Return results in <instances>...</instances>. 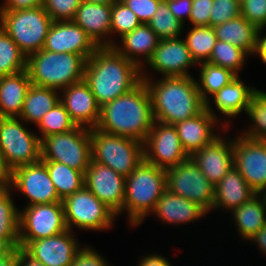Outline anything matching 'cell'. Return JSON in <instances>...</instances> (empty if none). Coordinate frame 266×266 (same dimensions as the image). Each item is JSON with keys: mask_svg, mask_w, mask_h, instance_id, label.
Here are the masks:
<instances>
[{"mask_svg": "<svg viewBox=\"0 0 266 266\" xmlns=\"http://www.w3.org/2000/svg\"><path fill=\"white\" fill-rule=\"evenodd\" d=\"M84 81L102 107L139 85L141 68L113 47H99L86 60Z\"/></svg>", "mask_w": 266, "mask_h": 266, "instance_id": "cell-1", "label": "cell"}, {"mask_svg": "<svg viewBox=\"0 0 266 266\" xmlns=\"http://www.w3.org/2000/svg\"><path fill=\"white\" fill-rule=\"evenodd\" d=\"M154 122L152 100L144 81L101 107L97 129L144 143Z\"/></svg>", "mask_w": 266, "mask_h": 266, "instance_id": "cell-2", "label": "cell"}, {"mask_svg": "<svg viewBox=\"0 0 266 266\" xmlns=\"http://www.w3.org/2000/svg\"><path fill=\"white\" fill-rule=\"evenodd\" d=\"M141 76L150 93L154 120L174 125L198 115L205 108L197 81L192 76L163 77L154 82L143 69Z\"/></svg>", "mask_w": 266, "mask_h": 266, "instance_id": "cell-3", "label": "cell"}, {"mask_svg": "<svg viewBox=\"0 0 266 266\" xmlns=\"http://www.w3.org/2000/svg\"><path fill=\"white\" fill-rule=\"evenodd\" d=\"M167 190L165 169L144 159L125 177V198L122 212H127L129 223L135 227L152 213L159 198Z\"/></svg>", "mask_w": 266, "mask_h": 266, "instance_id": "cell-4", "label": "cell"}, {"mask_svg": "<svg viewBox=\"0 0 266 266\" xmlns=\"http://www.w3.org/2000/svg\"><path fill=\"white\" fill-rule=\"evenodd\" d=\"M86 59L72 53L41 49L27 57L31 84L59 91L84 79Z\"/></svg>", "mask_w": 266, "mask_h": 266, "instance_id": "cell-5", "label": "cell"}, {"mask_svg": "<svg viewBox=\"0 0 266 266\" xmlns=\"http://www.w3.org/2000/svg\"><path fill=\"white\" fill-rule=\"evenodd\" d=\"M52 18L43 6L21 10H0V27L28 57L43 49Z\"/></svg>", "mask_w": 266, "mask_h": 266, "instance_id": "cell-6", "label": "cell"}, {"mask_svg": "<svg viewBox=\"0 0 266 266\" xmlns=\"http://www.w3.org/2000/svg\"><path fill=\"white\" fill-rule=\"evenodd\" d=\"M92 161L127 177L144 159L143 143L125 136L90 129Z\"/></svg>", "mask_w": 266, "mask_h": 266, "instance_id": "cell-7", "label": "cell"}, {"mask_svg": "<svg viewBox=\"0 0 266 266\" xmlns=\"http://www.w3.org/2000/svg\"><path fill=\"white\" fill-rule=\"evenodd\" d=\"M0 152L10 173L41 160V139L19 117H0Z\"/></svg>", "mask_w": 266, "mask_h": 266, "instance_id": "cell-8", "label": "cell"}, {"mask_svg": "<svg viewBox=\"0 0 266 266\" xmlns=\"http://www.w3.org/2000/svg\"><path fill=\"white\" fill-rule=\"evenodd\" d=\"M41 160L62 163L85 174L92 160L90 129L77 126L43 138Z\"/></svg>", "mask_w": 266, "mask_h": 266, "instance_id": "cell-9", "label": "cell"}, {"mask_svg": "<svg viewBox=\"0 0 266 266\" xmlns=\"http://www.w3.org/2000/svg\"><path fill=\"white\" fill-rule=\"evenodd\" d=\"M68 230L74 226L83 230H107L113 226L116 214L85 186L63 201Z\"/></svg>", "mask_w": 266, "mask_h": 266, "instance_id": "cell-10", "label": "cell"}, {"mask_svg": "<svg viewBox=\"0 0 266 266\" xmlns=\"http://www.w3.org/2000/svg\"><path fill=\"white\" fill-rule=\"evenodd\" d=\"M166 187L170 193L198 203L207 212L214 204V185L200 171L195 162L188 158L177 166L165 170Z\"/></svg>", "mask_w": 266, "mask_h": 266, "instance_id": "cell-11", "label": "cell"}, {"mask_svg": "<svg viewBox=\"0 0 266 266\" xmlns=\"http://www.w3.org/2000/svg\"><path fill=\"white\" fill-rule=\"evenodd\" d=\"M68 230L63 202L26 206L19 216V248Z\"/></svg>", "mask_w": 266, "mask_h": 266, "instance_id": "cell-12", "label": "cell"}, {"mask_svg": "<svg viewBox=\"0 0 266 266\" xmlns=\"http://www.w3.org/2000/svg\"><path fill=\"white\" fill-rule=\"evenodd\" d=\"M143 152L145 161L165 170L190 158L175 126L156 120L143 143Z\"/></svg>", "mask_w": 266, "mask_h": 266, "instance_id": "cell-13", "label": "cell"}, {"mask_svg": "<svg viewBox=\"0 0 266 266\" xmlns=\"http://www.w3.org/2000/svg\"><path fill=\"white\" fill-rule=\"evenodd\" d=\"M233 165L258 194H266V141L241 134L233 139Z\"/></svg>", "mask_w": 266, "mask_h": 266, "instance_id": "cell-14", "label": "cell"}, {"mask_svg": "<svg viewBox=\"0 0 266 266\" xmlns=\"http://www.w3.org/2000/svg\"><path fill=\"white\" fill-rule=\"evenodd\" d=\"M7 184L29 199L27 206L62 202L42 160L10 172Z\"/></svg>", "mask_w": 266, "mask_h": 266, "instance_id": "cell-15", "label": "cell"}, {"mask_svg": "<svg viewBox=\"0 0 266 266\" xmlns=\"http://www.w3.org/2000/svg\"><path fill=\"white\" fill-rule=\"evenodd\" d=\"M84 186L116 215L123 209L125 177L110 167L91 160L84 174Z\"/></svg>", "mask_w": 266, "mask_h": 266, "instance_id": "cell-16", "label": "cell"}, {"mask_svg": "<svg viewBox=\"0 0 266 266\" xmlns=\"http://www.w3.org/2000/svg\"><path fill=\"white\" fill-rule=\"evenodd\" d=\"M99 47L73 20L53 21L43 46L56 53H72L89 59Z\"/></svg>", "mask_w": 266, "mask_h": 266, "instance_id": "cell-17", "label": "cell"}, {"mask_svg": "<svg viewBox=\"0 0 266 266\" xmlns=\"http://www.w3.org/2000/svg\"><path fill=\"white\" fill-rule=\"evenodd\" d=\"M73 233L66 230L54 236L32 240L23 250L45 266H70L82 248Z\"/></svg>", "mask_w": 266, "mask_h": 266, "instance_id": "cell-18", "label": "cell"}, {"mask_svg": "<svg viewBox=\"0 0 266 266\" xmlns=\"http://www.w3.org/2000/svg\"><path fill=\"white\" fill-rule=\"evenodd\" d=\"M162 77L191 76L188 70L197 64L192 58L185 40L180 37L162 39L146 63Z\"/></svg>", "mask_w": 266, "mask_h": 266, "instance_id": "cell-19", "label": "cell"}, {"mask_svg": "<svg viewBox=\"0 0 266 266\" xmlns=\"http://www.w3.org/2000/svg\"><path fill=\"white\" fill-rule=\"evenodd\" d=\"M62 90L60 102L75 124L89 129L96 128L100 120L101 106L84 79Z\"/></svg>", "mask_w": 266, "mask_h": 266, "instance_id": "cell-20", "label": "cell"}, {"mask_svg": "<svg viewBox=\"0 0 266 266\" xmlns=\"http://www.w3.org/2000/svg\"><path fill=\"white\" fill-rule=\"evenodd\" d=\"M233 140L220 135L190 156L206 178L216 186L233 164Z\"/></svg>", "mask_w": 266, "mask_h": 266, "instance_id": "cell-21", "label": "cell"}, {"mask_svg": "<svg viewBox=\"0 0 266 266\" xmlns=\"http://www.w3.org/2000/svg\"><path fill=\"white\" fill-rule=\"evenodd\" d=\"M111 11L112 5L81 1L73 21L87 33L98 47H112L115 42L110 37Z\"/></svg>", "mask_w": 266, "mask_h": 266, "instance_id": "cell-22", "label": "cell"}, {"mask_svg": "<svg viewBox=\"0 0 266 266\" xmlns=\"http://www.w3.org/2000/svg\"><path fill=\"white\" fill-rule=\"evenodd\" d=\"M218 120L204 108L198 115L174 124L181 144L186 153L191 156L205 145L211 143L217 136L214 133Z\"/></svg>", "mask_w": 266, "mask_h": 266, "instance_id": "cell-23", "label": "cell"}, {"mask_svg": "<svg viewBox=\"0 0 266 266\" xmlns=\"http://www.w3.org/2000/svg\"><path fill=\"white\" fill-rule=\"evenodd\" d=\"M214 188L212 210L225 208L232 211L258 194L247 184L235 166H232Z\"/></svg>", "mask_w": 266, "mask_h": 266, "instance_id": "cell-24", "label": "cell"}, {"mask_svg": "<svg viewBox=\"0 0 266 266\" xmlns=\"http://www.w3.org/2000/svg\"><path fill=\"white\" fill-rule=\"evenodd\" d=\"M167 224H186L201 219L208 212L198 203L166 190L152 212Z\"/></svg>", "mask_w": 266, "mask_h": 266, "instance_id": "cell-25", "label": "cell"}, {"mask_svg": "<svg viewBox=\"0 0 266 266\" xmlns=\"http://www.w3.org/2000/svg\"><path fill=\"white\" fill-rule=\"evenodd\" d=\"M120 39L121 44L114 43L112 47L143 70L145 66H143L141 58L144 57L143 61L147 63L160 41L148 24H141L132 32L124 34Z\"/></svg>", "mask_w": 266, "mask_h": 266, "instance_id": "cell-26", "label": "cell"}, {"mask_svg": "<svg viewBox=\"0 0 266 266\" xmlns=\"http://www.w3.org/2000/svg\"><path fill=\"white\" fill-rule=\"evenodd\" d=\"M31 85L27 70L0 77V117H19Z\"/></svg>", "mask_w": 266, "mask_h": 266, "instance_id": "cell-27", "label": "cell"}, {"mask_svg": "<svg viewBox=\"0 0 266 266\" xmlns=\"http://www.w3.org/2000/svg\"><path fill=\"white\" fill-rule=\"evenodd\" d=\"M257 90L255 87L250 88L240 80V76H236L211 97L219 113L231 118L242 111L247 112L250 101Z\"/></svg>", "mask_w": 266, "mask_h": 266, "instance_id": "cell-28", "label": "cell"}, {"mask_svg": "<svg viewBox=\"0 0 266 266\" xmlns=\"http://www.w3.org/2000/svg\"><path fill=\"white\" fill-rule=\"evenodd\" d=\"M231 213L238 234L248 241L266 225V194H257L248 202L232 210Z\"/></svg>", "mask_w": 266, "mask_h": 266, "instance_id": "cell-29", "label": "cell"}, {"mask_svg": "<svg viewBox=\"0 0 266 266\" xmlns=\"http://www.w3.org/2000/svg\"><path fill=\"white\" fill-rule=\"evenodd\" d=\"M217 40L239 47L248 55H253L259 29L242 15L213 27Z\"/></svg>", "mask_w": 266, "mask_h": 266, "instance_id": "cell-30", "label": "cell"}, {"mask_svg": "<svg viewBox=\"0 0 266 266\" xmlns=\"http://www.w3.org/2000/svg\"><path fill=\"white\" fill-rule=\"evenodd\" d=\"M59 91L54 88L31 84L19 116L24 123L38 124L41 118L60 102ZM26 121V122H25Z\"/></svg>", "mask_w": 266, "mask_h": 266, "instance_id": "cell-31", "label": "cell"}, {"mask_svg": "<svg viewBox=\"0 0 266 266\" xmlns=\"http://www.w3.org/2000/svg\"><path fill=\"white\" fill-rule=\"evenodd\" d=\"M199 64L201 65V69L199 70L200 82L197 81L198 90L200 92L202 100L205 102V108L207 109V111H209V113L220 122L219 118L216 116V113L213 112L212 106H210L211 101L209 95H214L221 88L232 81L237 75L230 69L213 65L208 62H201Z\"/></svg>", "mask_w": 266, "mask_h": 266, "instance_id": "cell-32", "label": "cell"}, {"mask_svg": "<svg viewBox=\"0 0 266 266\" xmlns=\"http://www.w3.org/2000/svg\"><path fill=\"white\" fill-rule=\"evenodd\" d=\"M10 192L7 183L0 184V239H6L14 248H19L20 210Z\"/></svg>", "mask_w": 266, "mask_h": 266, "instance_id": "cell-33", "label": "cell"}, {"mask_svg": "<svg viewBox=\"0 0 266 266\" xmlns=\"http://www.w3.org/2000/svg\"><path fill=\"white\" fill-rule=\"evenodd\" d=\"M59 198L63 201L84 187V173L55 161H43Z\"/></svg>", "mask_w": 266, "mask_h": 266, "instance_id": "cell-34", "label": "cell"}, {"mask_svg": "<svg viewBox=\"0 0 266 266\" xmlns=\"http://www.w3.org/2000/svg\"><path fill=\"white\" fill-rule=\"evenodd\" d=\"M187 33L184 40L192 58L198 65L201 62H206L210 58L217 41L213 27L192 26Z\"/></svg>", "mask_w": 266, "mask_h": 266, "instance_id": "cell-35", "label": "cell"}, {"mask_svg": "<svg viewBox=\"0 0 266 266\" xmlns=\"http://www.w3.org/2000/svg\"><path fill=\"white\" fill-rule=\"evenodd\" d=\"M27 57L0 27V77L26 70Z\"/></svg>", "mask_w": 266, "mask_h": 266, "instance_id": "cell-36", "label": "cell"}, {"mask_svg": "<svg viewBox=\"0 0 266 266\" xmlns=\"http://www.w3.org/2000/svg\"><path fill=\"white\" fill-rule=\"evenodd\" d=\"M147 24L160 40L178 38L184 29V24L172 14L165 0L159 3L156 12Z\"/></svg>", "mask_w": 266, "mask_h": 266, "instance_id": "cell-37", "label": "cell"}, {"mask_svg": "<svg viewBox=\"0 0 266 266\" xmlns=\"http://www.w3.org/2000/svg\"><path fill=\"white\" fill-rule=\"evenodd\" d=\"M246 56L248 54L239 47L217 40L210 58L206 62L230 69L239 76V71L245 64Z\"/></svg>", "mask_w": 266, "mask_h": 266, "instance_id": "cell-38", "label": "cell"}, {"mask_svg": "<svg viewBox=\"0 0 266 266\" xmlns=\"http://www.w3.org/2000/svg\"><path fill=\"white\" fill-rule=\"evenodd\" d=\"M36 126L41 132V140L53 134L69 132L77 127L61 102L49 110Z\"/></svg>", "mask_w": 266, "mask_h": 266, "instance_id": "cell-39", "label": "cell"}, {"mask_svg": "<svg viewBox=\"0 0 266 266\" xmlns=\"http://www.w3.org/2000/svg\"><path fill=\"white\" fill-rule=\"evenodd\" d=\"M246 114L250 117L252 125L244 130L242 136L251 139L266 141V93L257 90L253 95Z\"/></svg>", "mask_w": 266, "mask_h": 266, "instance_id": "cell-40", "label": "cell"}, {"mask_svg": "<svg viewBox=\"0 0 266 266\" xmlns=\"http://www.w3.org/2000/svg\"><path fill=\"white\" fill-rule=\"evenodd\" d=\"M142 23L135 13L128 8L121 0H116L112 4L111 11V35L118 34L122 37L124 34L132 32ZM113 33V34H112Z\"/></svg>", "mask_w": 266, "mask_h": 266, "instance_id": "cell-41", "label": "cell"}, {"mask_svg": "<svg viewBox=\"0 0 266 266\" xmlns=\"http://www.w3.org/2000/svg\"><path fill=\"white\" fill-rule=\"evenodd\" d=\"M82 0H43V8L52 21L73 20Z\"/></svg>", "mask_w": 266, "mask_h": 266, "instance_id": "cell-42", "label": "cell"}, {"mask_svg": "<svg viewBox=\"0 0 266 266\" xmlns=\"http://www.w3.org/2000/svg\"><path fill=\"white\" fill-rule=\"evenodd\" d=\"M209 26L215 27L241 15L240 3L236 0H213Z\"/></svg>", "mask_w": 266, "mask_h": 266, "instance_id": "cell-43", "label": "cell"}, {"mask_svg": "<svg viewBox=\"0 0 266 266\" xmlns=\"http://www.w3.org/2000/svg\"><path fill=\"white\" fill-rule=\"evenodd\" d=\"M241 15L259 30L266 26V0H244L240 4Z\"/></svg>", "mask_w": 266, "mask_h": 266, "instance_id": "cell-44", "label": "cell"}, {"mask_svg": "<svg viewBox=\"0 0 266 266\" xmlns=\"http://www.w3.org/2000/svg\"><path fill=\"white\" fill-rule=\"evenodd\" d=\"M138 17L142 24H147L156 12L162 0H121Z\"/></svg>", "mask_w": 266, "mask_h": 266, "instance_id": "cell-45", "label": "cell"}, {"mask_svg": "<svg viewBox=\"0 0 266 266\" xmlns=\"http://www.w3.org/2000/svg\"><path fill=\"white\" fill-rule=\"evenodd\" d=\"M213 0H192L189 22L192 26H209Z\"/></svg>", "mask_w": 266, "mask_h": 266, "instance_id": "cell-46", "label": "cell"}, {"mask_svg": "<svg viewBox=\"0 0 266 266\" xmlns=\"http://www.w3.org/2000/svg\"><path fill=\"white\" fill-rule=\"evenodd\" d=\"M70 266H109L106 259H104L100 253L90 246L82 245V248L73 258V262Z\"/></svg>", "mask_w": 266, "mask_h": 266, "instance_id": "cell-47", "label": "cell"}, {"mask_svg": "<svg viewBox=\"0 0 266 266\" xmlns=\"http://www.w3.org/2000/svg\"><path fill=\"white\" fill-rule=\"evenodd\" d=\"M172 14L184 24L190 18L192 0H165Z\"/></svg>", "mask_w": 266, "mask_h": 266, "instance_id": "cell-48", "label": "cell"}, {"mask_svg": "<svg viewBox=\"0 0 266 266\" xmlns=\"http://www.w3.org/2000/svg\"><path fill=\"white\" fill-rule=\"evenodd\" d=\"M43 6V0H4L0 10H21Z\"/></svg>", "mask_w": 266, "mask_h": 266, "instance_id": "cell-49", "label": "cell"}, {"mask_svg": "<svg viewBox=\"0 0 266 266\" xmlns=\"http://www.w3.org/2000/svg\"><path fill=\"white\" fill-rule=\"evenodd\" d=\"M138 266H172L170 261L160 254H149L143 256L139 261Z\"/></svg>", "mask_w": 266, "mask_h": 266, "instance_id": "cell-50", "label": "cell"}, {"mask_svg": "<svg viewBox=\"0 0 266 266\" xmlns=\"http://www.w3.org/2000/svg\"><path fill=\"white\" fill-rule=\"evenodd\" d=\"M261 32H263V30H259L257 34L253 54L259 56L262 62L266 64V35L261 36Z\"/></svg>", "mask_w": 266, "mask_h": 266, "instance_id": "cell-51", "label": "cell"}, {"mask_svg": "<svg viewBox=\"0 0 266 266\" xmlns=\"http://www.w3.org/2000/svg\"><path fill=\"white\" fill-rule=\"evenodd\" d=\"M17 266H45V265L33 259L22 248H17Z\"/></svg>", "mask_w": 266, "mask_h": 266, "instance_id": "cell-52", "label": "cell"}, {"mask_svg": "<svg viewBox=\"0 0 266 266\" xmlns=\"http://www.w3.org/2000/svg\"><path fill=\"white\" fill-rule=\"evenodd\" d=\"M249 241H254L255 244L258 243L260 250L266 254V225L259 229L250 239Z\"/></svg>", "mask_w": 266, "mask_h": 266, "instance_id": "cell-53", "label": "cell"}, {"mask_svg": "<svg viewBox=\"0 0 266 266\" xmlns=\"http://www.w3.org/2000/svg\"><path fill=\"white\" fill-rule=\"evenodd\" d=\"M0 266H17V248L7 256H0Z\"/></svg>", "mask_w": 266, "mask_h": 266, "instance_id": "cell-54", "label": "cell"}, {"mask_svg": "<svg viewBox=\"0 0 266 266\" xmlns=\"http://www.w3.org/2000/svg\"><path fill=\"white\" fill-rule=\"evenodd\" d=\"M14 249L15 248L6 239H0V256H7Z\"/></svg>", "mask_w": 266, "mask_h": 266, "instance_id": "cell-55", "label": "cell"}, {"mask_svg": "<svg viewBox=\"0 0 266 266\" xmlns=\"http://www.w3.org/2000/svg\"><path fill=\"white\" fill-rule=\"evenodd\" d=\"M9 176H10V173L3 163L1 152H0V184L7 183L9 180Z\"/></svg>", "mask_w": 266, "mask_h": 266, "instance_id": "cell-56", "label": "cell"}, {"mask_svg": "<svg viewBox=\"0 0 266 266\" xmlns=\"http://www.w3.org/2000/svg\"><path fill=\"white\" fill-rule=\"evenodd\" d=\"M82 1L89 2V3L112 5L116 0H82Z\"/></svg>", "mask_w": 266, "mask_h": 266, "instance_id": "cell-57", "label": "cell"}, {"mask_svg": "<svg viewBox=\"0 0 266 266\" xmlns=\"http://www.w3.org/2000/svg\"><path fill=\"white\" fill-rule=\"evenodd\" d=\"M236 1H238L241 4L244 0H236Z\"/></svg>", "mask_w": 266, "mask_h": 266, "instance_id": "cell-58", "label": "cell"}]
</instances>
